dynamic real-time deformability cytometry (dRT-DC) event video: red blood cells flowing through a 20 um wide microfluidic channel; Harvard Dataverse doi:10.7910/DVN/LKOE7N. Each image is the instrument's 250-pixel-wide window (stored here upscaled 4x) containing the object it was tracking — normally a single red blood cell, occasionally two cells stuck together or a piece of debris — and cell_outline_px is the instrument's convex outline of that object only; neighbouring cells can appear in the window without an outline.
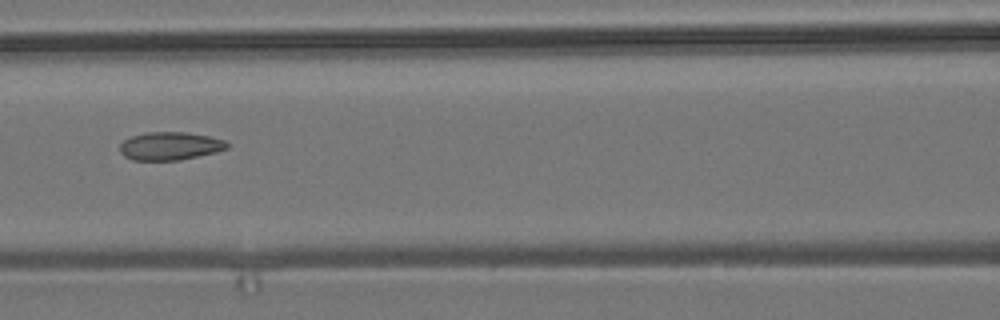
{"species": "common noctule bat (a hibernating species)", "species_latin": "Nyctalus noctula", "temperature_condition": "room temperature", "stored_images_in_passage": 4, "camera_frame_rate_fps": 3000, "um_per_image_px": 0.085, "animal": {"sex": "male", "body_mass_g": 19.2, "forearm_length_mm": 51.8}, "frame": {"image": 1, "passage_image": 3, "time_ms": 2.333, "image_size_px": [1000, 320], "cell_outline_px": [[232, 144], [228, 148], [216, 152], [180, 160], [132, 160], [124, 156], [120, 152], [120, 144], [124, 140], [132, 136], [144, 132], [184, 132], [208, 136], [224, 140]], "centroid_in_image_um": [14.46, 12.41], "position_along_channel_um": 152.1, "area_um2": 17.63}}
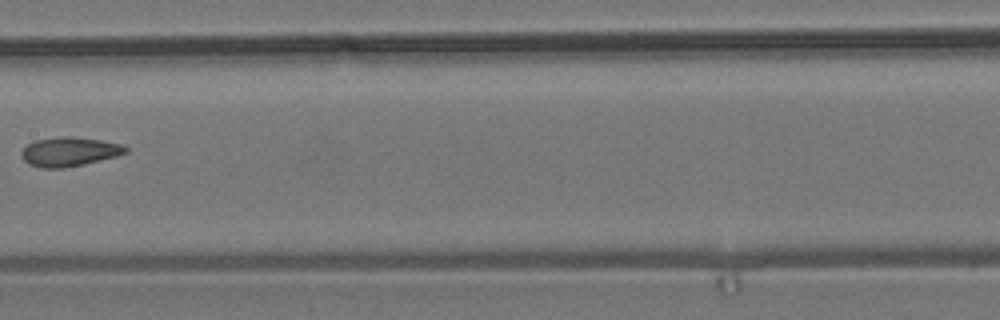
{"frame": {"image": 2, "passage_image": 4, "time_ms": 3.667, "image_size_px": [1000, 320], "cell_outline_px": [[128, 152], [116, 156], [84, 164], [64, 168], [40, 168], [28, 164], [20, 156], [20, 152], [28, 144], [36, 140], [64, 136], [72, 136], [100, 140], [120, 144], [128, 148]], "centroid_in_image_um": [5.86, 12.9], "position_along_channel_um": 201.5, "area_um2": 17.69}}